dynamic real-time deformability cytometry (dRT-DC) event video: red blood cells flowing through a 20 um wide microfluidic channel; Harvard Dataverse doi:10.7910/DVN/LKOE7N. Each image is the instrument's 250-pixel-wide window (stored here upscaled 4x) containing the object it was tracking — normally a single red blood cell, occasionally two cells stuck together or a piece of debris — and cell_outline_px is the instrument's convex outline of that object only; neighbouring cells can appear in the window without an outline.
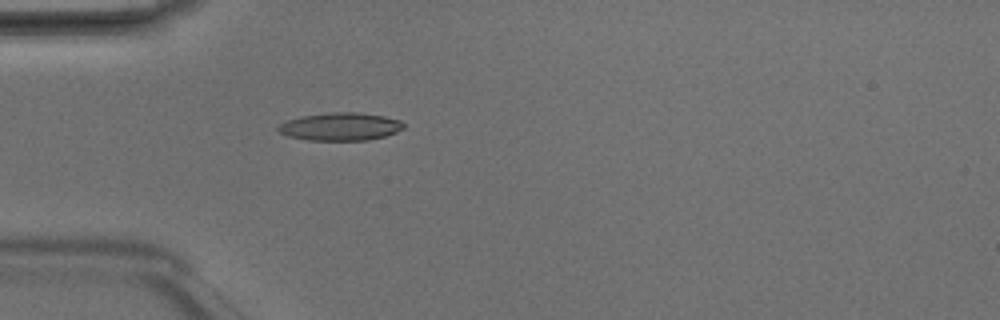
{"species": "Egyptian fruit bat (a non-hibernating species)", "species_latin": "Rousettus aegyptiacus", "temperature_condition": "room temperature", "stored_images_in_passage": 1, "camera_frame_rate_fps": 3000, "um_per_image_px": 0.085, "animal": {"sex": "male"}, "frame": {"image": 1, "passage_image": 1, "time_ms": 0.0, "image_size_px": [1000, 320], "cell_outline_px": [[404, 128], [396, 132], [384, 136], [368, 140], [308, 140], [288, 136], [280, 132], [276, 128], [280, 124], [288, 120], [300, 116], [328, 112], [360, 112], [384, 116], [400, 120], [404, 124]], "centroid_in_image_um": [28.93, 10.75], "position_along_channel_um": 56.1, "area_um2": 20.4}}